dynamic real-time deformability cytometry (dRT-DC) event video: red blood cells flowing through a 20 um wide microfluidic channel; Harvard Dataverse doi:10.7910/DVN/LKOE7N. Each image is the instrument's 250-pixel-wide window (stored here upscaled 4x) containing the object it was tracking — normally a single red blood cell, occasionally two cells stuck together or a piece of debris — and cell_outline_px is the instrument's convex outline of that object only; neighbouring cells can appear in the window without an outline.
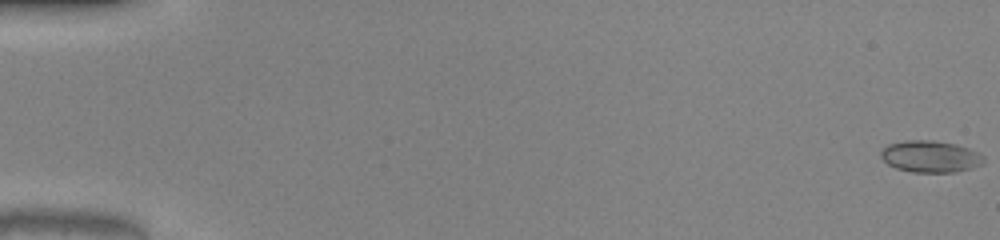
{"species": "common noctule bat (a hibernating species)", "species_latin": "Nyctalus noctula", "temperature_condition": "warm", "stored_images_in_passage": 52, "camera_frame_rate_fps": 3000, "um_per_image_px": 0.085, "animal": {"sex": "male", "body_mass_g": 20.0, "forearm_length_mm": 53.3}, "frame": {"image": 1, "passage_image": 1, "time_ms": 0.0, "image_size_px": [1000, 240], "cell_outline_px": [[984, 164], [972, 168], [956, 172], [912, 172], [896, 168], [888, 164], [880, 156], [880, 152], [888, 144], [904, 140], [932, 140], [956, 144], [980, 152], [984, 156]], "centroid_in_image_um": [79.11, 13.3], "position_along_channel_um": 5.9, "area_um2": 19.19}}
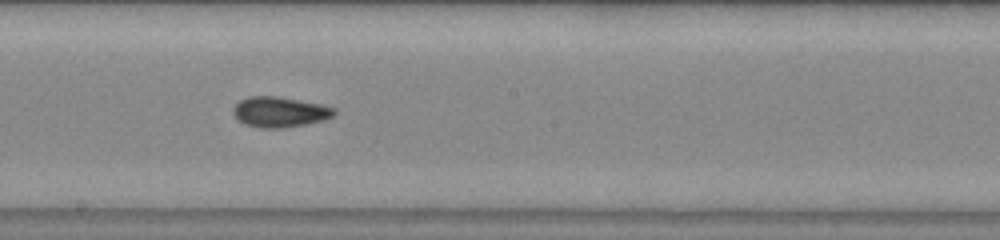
{"frame": {"image": 2, "passage_image": 30, "time_ms": 9.667, "image_size_px": [1000, 240], "cell_outline_px": [[336, 112], [332, 116], [324, 120], [304, 124], [280, 128], [264, 128], [244, 124], [232, 112], [232, 108], [240, 100], [248, 96], [276, 96], [320, 104], [336, 108]], "centroid_in_image_um": [23.77, 9.51], "position_along_channel_um": 224.4, "area_um2": 17.69}}
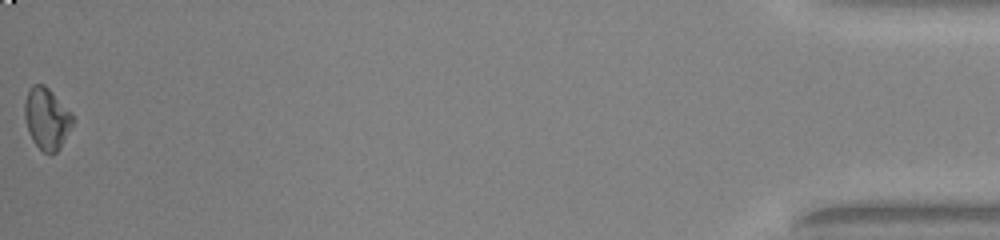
{"frame": {"image": 3, "passage_image": 52, "time_ms": 17.0, "image_size_px": [1000, 240], "cell_outline_px": [[76, 120], [60, 148], [56, 152], [44, 152], [32, 140], [28, 132], [24, 120], [24, 104], [28, 92], [32, 84], [44, 84], [72, 112]], "centroid_in_image_um": [3.99, 10.07], "position_along_channel_um": 431.2, "area_um2": 17.4}, "authors_computed_cell_mechanics": {"area_um2": 17.4267, "velocity_mm_per_s": 4.0954, "shape_relaxation_time_tau1_ms": 7.9394, "shape_relaxation_time_tau2_ms": 2.4416, "deformation_change_tau1": 0.1244, "deformation_change_tau2": 0.0663}}